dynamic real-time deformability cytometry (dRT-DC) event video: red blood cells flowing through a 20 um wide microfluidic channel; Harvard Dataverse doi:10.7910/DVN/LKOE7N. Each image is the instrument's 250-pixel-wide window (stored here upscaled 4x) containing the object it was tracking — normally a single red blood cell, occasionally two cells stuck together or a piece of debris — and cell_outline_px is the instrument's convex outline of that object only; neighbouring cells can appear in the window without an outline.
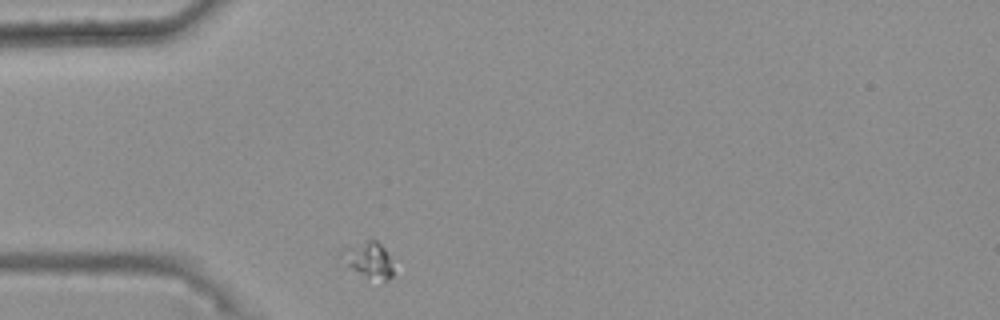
{"species": "common noctule bat (a hibernating species)", "species_latin": "Nyctalus noctula", "temperature_condition": "warm", "stored_images_in_passage": 32, "camera_frame_rate_fps": 3000, "um_per_image_px": 0.085, "animal": {"sex": "female", "body_mass_g": 25.1}, "frame": {"image": 1, "passage_image": 1, "time_ms": 0.0, "image_size_px": [1000, 320], "cell_outline_px": [[392, 276], [388, 280], [384, 280], [368, 276], [352, 268], [348, 264], [340, 252], [344, 248], [372, 236], [384, 248], [388, 256], [392, 268]], "centroid_in_image_um": [31.35, 22.0], "position_along_channel_um": 53.7, "area_um2": 10.29}}
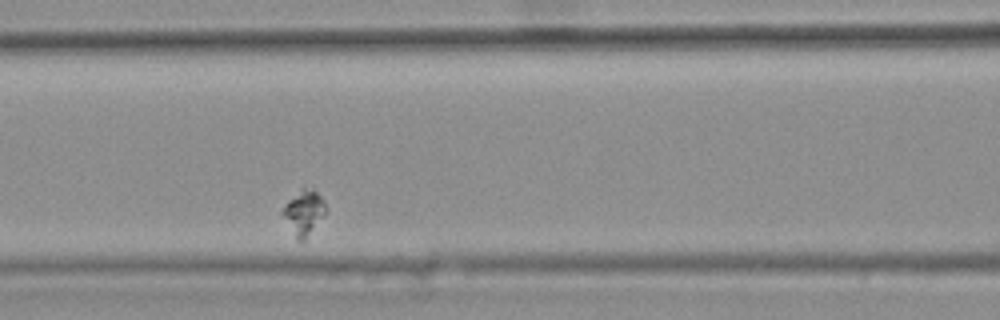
{"frame": {"image": 2, "passage_image": 10, "time_ms": 3.0, "image_size_px": [1000, 320], "cell_outline_px": [[324, 216], [304, 244], [296, 240], [280, 212], [288, 200], [304, 188], [312, 188], [320, 196], [324, 204]], "centroid_in_image_um": [25.8, 18.16], "position_along_channel_um": 140.8, "area_um2": 11.27}}
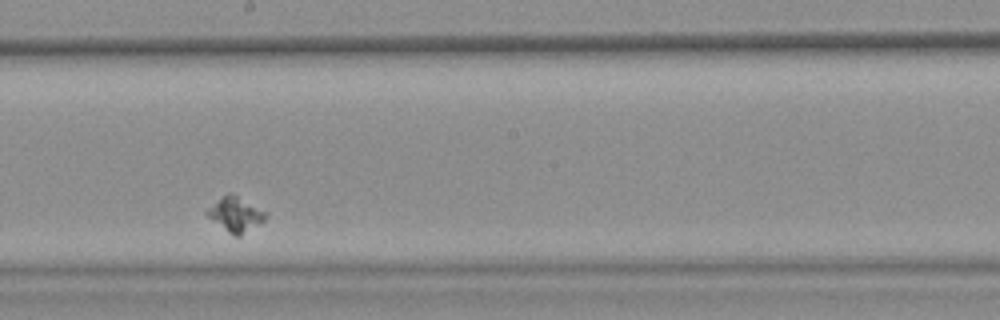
{"frame": {"image": 3, "passage_image": 18, "time_ms": 5.667, "image_size_px": [1000, 320], "cell_outline_px": [[268, 216], [260, 224], [240, 236], [236, 236], [228, 232], [212, 220], [204, 212], [208, 208], [228, 192], [232, 192], [268, 212]], "centroid_in_image_um": [20.06, 18.21], "position_along_channel_um": 228.1, "area_um2": 11.85}}